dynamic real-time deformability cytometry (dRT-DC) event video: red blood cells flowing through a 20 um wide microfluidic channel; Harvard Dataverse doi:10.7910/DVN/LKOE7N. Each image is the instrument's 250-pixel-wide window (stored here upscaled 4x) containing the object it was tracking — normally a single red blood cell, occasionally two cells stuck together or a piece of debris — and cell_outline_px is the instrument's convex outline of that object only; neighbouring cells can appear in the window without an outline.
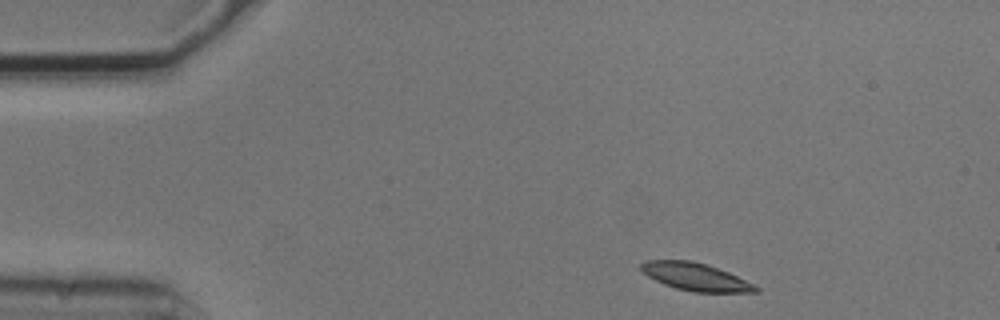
{"species": "common noctule bat (a hibernating species)", "species_latin": "Nyctalus noctula", "temperature_condition": "cold", "stored_images_in_passage": 3, "camera_frame_rate_fps": 3000, "um_per_image_px": 0.085, "animal": {"sex": "male", "body_mass_g": 20.5, "forearm_length_mm": 52.5}, "frame": {"image": 1, "passage_image": 1, "time_ms": 0.0, "image_size_px": [1000, 320], "cell_outline_px": [[760, 292], [692, 292], [676, 288], [664, 284], [648, 276], [640, 268], [640, 264], [644, 260], [692, 260], [708, 264], [728, 272], [760, 288]], "centroid_in_image_um": [59.1, 23.52], "position_along_channel_um": 25.9, "area_um2": 18.38}}